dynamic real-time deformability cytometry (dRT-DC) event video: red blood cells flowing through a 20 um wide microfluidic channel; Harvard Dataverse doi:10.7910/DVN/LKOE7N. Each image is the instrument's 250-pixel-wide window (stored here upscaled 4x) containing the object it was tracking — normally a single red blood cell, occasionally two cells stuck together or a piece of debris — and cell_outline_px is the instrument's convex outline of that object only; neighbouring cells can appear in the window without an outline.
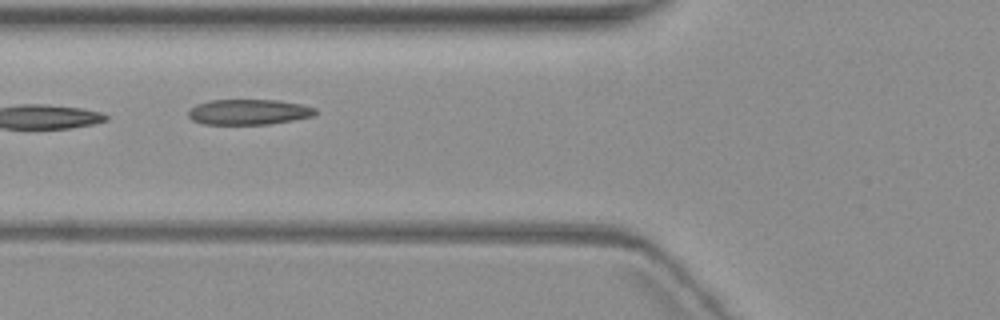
{"species": "common noctule bat (a hibernating species)", "species_latin": "Nyctalus noctula", "temperature_condition": "warm", "stored_images_in_passage": 4, "camera_frame_rate_fps": 3000, "um_per_image_px": 0.085, "animal": {"sex": "female", "body_mass_g": 19.3, "forearm_length_mm": 54.1}, "frame": {"image": 1, "passage_image": 2, "time_ms": 1.333, "image_size_px": [1000, 320], "cell_outline_px": [[316, 112], [312, 116], [292, 120], [268, 124], [204, 124], [192, 120], [188, 116], [188, 112], [196, 104], [208, 100], [280, 100], [304, 104], [316, 108]], "centroid_in_image_um": [21.14, 9.51], "position_along_channel_um": 104.7, "area_um2": 18.84}}
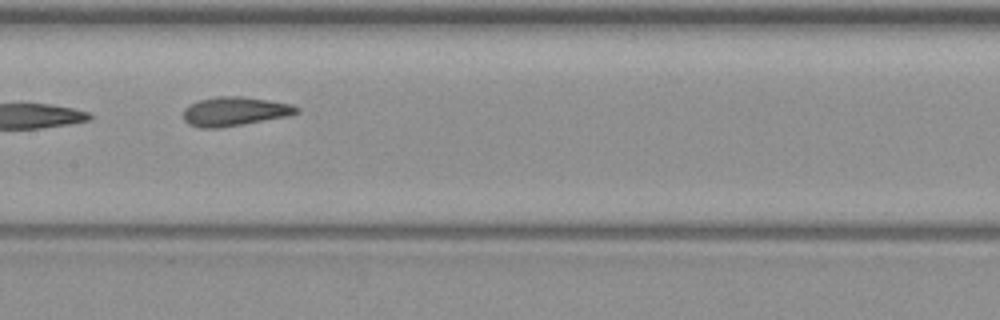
{"frame": {"image": 2, "passage_image": 4, "time_ms": 3.667, "image_size_px": [1000, 320], "cell_outline_px": [[300, 112], [288, 116], [220, 128], [200, 128], [188, 124], [184, 120], [184, 108], [188, 104], [200, 100], [216, 96], [240, 96], [268, 100], [292, 104], [300, 108]], "centroid_in_image_um": [19.94, 9.47], "position_along_channel_um": 187.5, "area_um2": 19.25}}